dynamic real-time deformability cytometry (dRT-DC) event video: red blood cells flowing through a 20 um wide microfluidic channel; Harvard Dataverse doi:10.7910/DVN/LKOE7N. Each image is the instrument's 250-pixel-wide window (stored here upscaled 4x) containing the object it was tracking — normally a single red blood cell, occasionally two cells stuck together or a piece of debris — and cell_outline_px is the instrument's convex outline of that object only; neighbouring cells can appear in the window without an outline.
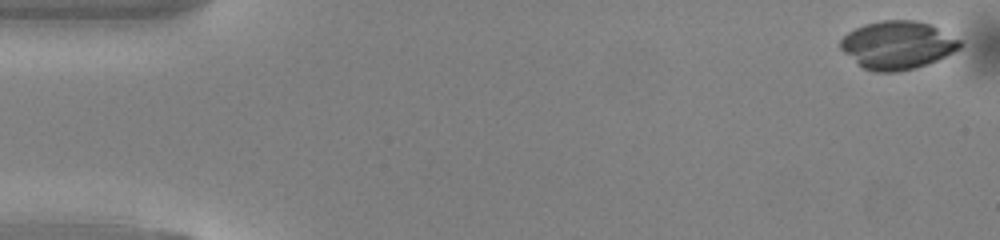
{"species": "common noctule bat (a hibernating species)", "species_latin": "Nyctalus noctula", "temperature_condition": "warm", "stored_images_in_passage": 49, "camera_frame_rate_fps": 3000, "um_per_image_px": 0.085, "animal": {"sex": "male", "body_mass_g": 13.0, "forearm_length_mm": 53.1}, "frame": {"image": 1, "passage_image": 1, "time_ms": 0.0, "image_size_px": [1000, 240], "cell_outline_px": [[960, 48], [936, 60], [916, 68], [896, 72], [876, 72], [864, 68], [844, 52], [840, 48], [840, 40], [848, 32], [864, 24], [880, 20], [912, 20], [932, 24], [960, 40]], "centroid_in_image_um": [76.27, 3.82], "position_along_channel_um": 8.7, "area_um2": 33.18}}
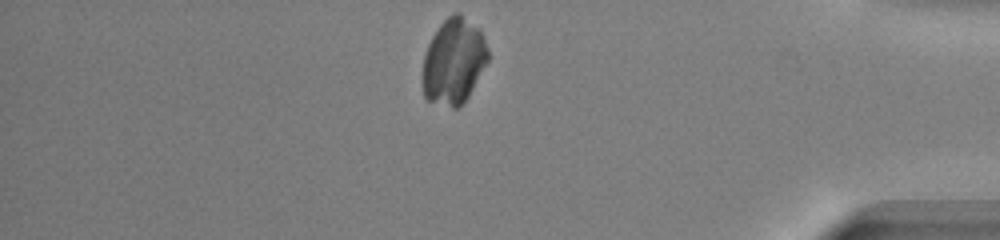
{"frame": {"image": 2, "passage_image": 42, "time_ms": 13.667, "image_size_px": [1000, 240], "cell_outline_px": [[488, 60], [468, 96], [456, 108], [452, 108], [428, 100], [424, 96], [420, 76], [424, 52], [432, 36], [440, 24], [452, 12], [460, 12], [480, 28], [488, 52]], "centroid_in_image_um": [38.52, 5.18], "position_along_channel_um": 396.7, "area_um2": 33.0}}
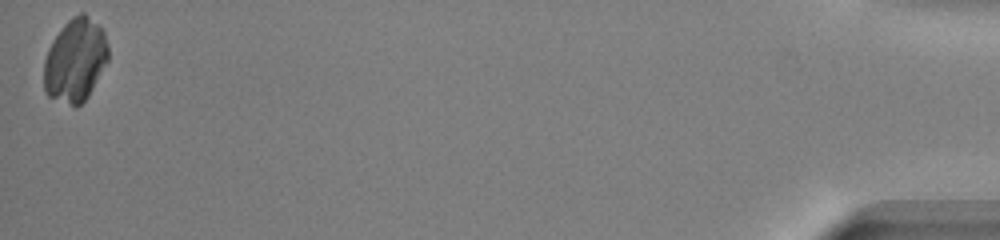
{"frame": {"image": 3, "passage_image": 49, "time_ms": 16.0, "image_size_px": [1000, 240], "cell_outline_px": [[108, 60], [88, 96], [76, 108], [48, 96], [44, 92], [44, 60], [48, 48], [52, 40], [64, 24], [72, 16], [80, 12], [84, 12], [104, 32], [108, 48]], "centroid_in_image_um": [6.38, 5.13], "position_along_channel_um": 428.8, "area_um2": 31.21}}